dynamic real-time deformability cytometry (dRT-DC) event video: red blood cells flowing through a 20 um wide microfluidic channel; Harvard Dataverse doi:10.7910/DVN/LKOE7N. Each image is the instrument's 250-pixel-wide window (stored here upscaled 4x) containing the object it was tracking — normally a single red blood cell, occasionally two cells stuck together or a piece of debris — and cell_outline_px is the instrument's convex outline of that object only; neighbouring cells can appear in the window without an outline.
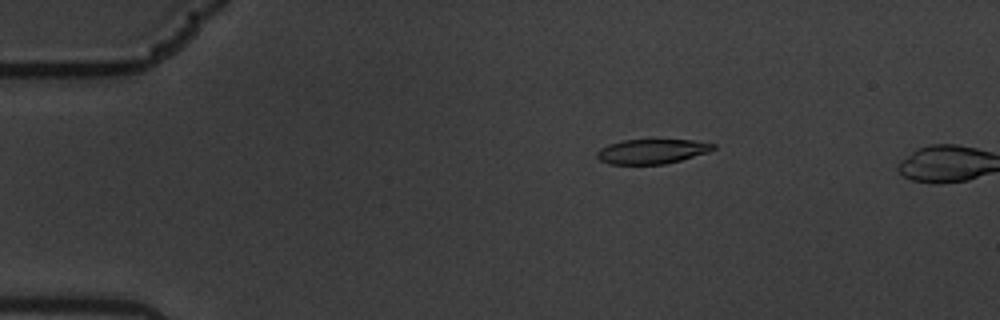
{"species": "common noctule bat (a hibernating species)", "species_latin": "Nyctalus noctula", "temperature_condition": "warm", "stored_images_in_passage": 7, "camera_frame_rate_fps": 3000, "um_per_image_px": 0.085, "animal": {"sex": "male", "body_mass_g": 19.5, "forearm_length_mm": 54.6}, "frame": {"image": 1, "passage_image": 5, "time_ms": 1.333, "image_size_px": [1000, 320], "cell_outline_px": [[716, 148], [708, 152], [680, 160], [664, 164], [608, 164], [600, 160], [596, 156], [596, 152], [600, 148], [608, 144], [624, 140], [692, 140], [716, 144]], "centroid_in_image_um": [55.39, 12.87], "position_along_channel_um": 29.6, "area_um2": 16.65}}